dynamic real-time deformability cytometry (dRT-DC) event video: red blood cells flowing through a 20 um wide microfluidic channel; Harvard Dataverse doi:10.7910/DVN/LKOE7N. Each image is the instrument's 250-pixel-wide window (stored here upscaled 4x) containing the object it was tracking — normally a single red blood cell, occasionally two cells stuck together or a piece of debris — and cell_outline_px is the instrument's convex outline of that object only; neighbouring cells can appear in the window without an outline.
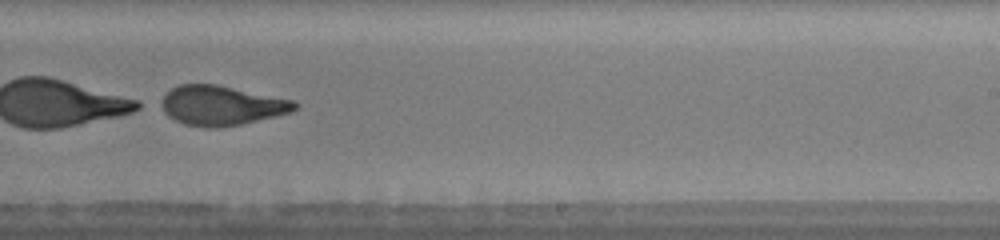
{"species": "human", "species_latin": "Homo sapiens", "temperature_condition": "warm", "stored_images_in_passage": 48, "segment_of_instrument_passage": [2, 2], "camera_frame_rate_fps": 3000, "um_per_image_px": 0.085, "donor": {"sex": "male"}, "frame": {"image": 1, "passage_image": 33, "time_ms": 11.0, "image_size_px": [1000, 240], "cell_outline_px": [[300, 104], [292, 112], [276, 116], [240, 124], [220, 128], [208, 128], [184, 124], [168, 116], [164, 112], [164, 96], [172, 88], [180, 84], [216, 84], [292, 100]], "centroid_in_image_um": [18.86, 8.97], "position_along_channel_um": 270.1, "area_um2": 30.4}}